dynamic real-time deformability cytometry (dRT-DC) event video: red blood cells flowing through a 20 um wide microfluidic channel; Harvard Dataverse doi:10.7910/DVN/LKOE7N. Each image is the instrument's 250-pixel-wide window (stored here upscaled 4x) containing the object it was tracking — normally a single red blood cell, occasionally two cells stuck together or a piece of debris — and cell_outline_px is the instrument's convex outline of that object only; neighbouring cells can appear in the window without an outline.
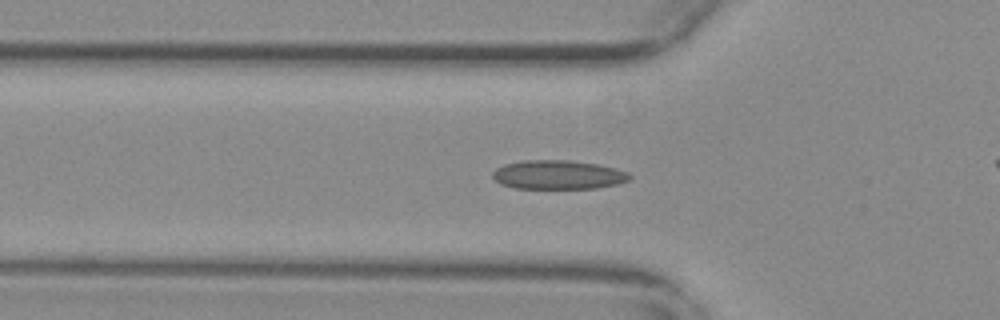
{"species": "common noctule bat (a hibernating species)", "species_latin": "Nyctalus noctula", "temperature_condition": "warm", "stored_images_in_passage": 56, "camera_frame_rate_fps": 3000, "um_per_image_px": 0.085, "animal": {"sex": "female", "body_mass_g": 29.2, "forearm_length_mm": 56.3}, "frame": {"image": 1, "passage_image": 19, "time_ms": 6.0, "image_size_px": [1000, 320], "cell_outline_px": [[632, 176], [628, 180], [616, 184], [596, 188], [516, 188], [500, 184], [492, 176], [492, 172], [496, 168], [504, 164], [524, 160], [568, 160], [596, 164], [616, 168], [628, 172]], "centroid_in_image_um": [47.42, 14.85], "position_along_channel_um": 78.4, "area_um2": 23.06}}
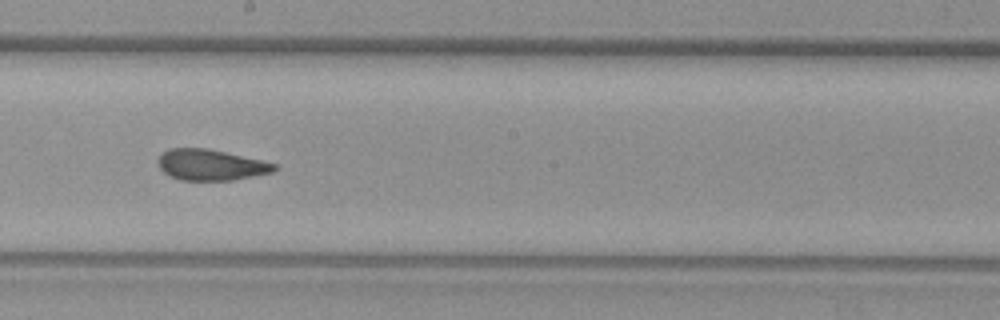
{"frame": {"image": 2, "passage_image": 31, "time_ms": 10.0, "image_size_px": [1000, 320], "cell_outline_px": [[280, 168], [272, 172], [232, 180], [180, 180], [168, 176], [160, 168], [156, 160], [168, 148], [208, 148], [260, 160], [276, 164]], "centroid_in_image_um": [17.89, 14.01], "position_along_channel_um": 230.3, "area_um2": 20.92}}
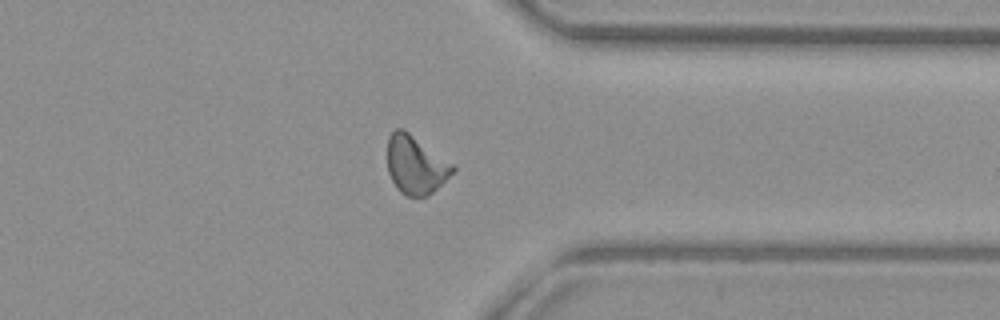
{"frame": {"image": 3, "passage_image": 43, "time_ms": 14.0, "image_size_px": [1000, 320], "cell_outline_px": [[456, 168], [428, 196], [404, 196], [396, 188], [388, 172], [388, 136], [396, 128], [404, 128], [456, 164]], "centroid_in_image_um": [35.33, 13.98], "position_along_channel_um": 376.1, "area_um2": 22.43}, "authors_computed_cell_mechanics": {"area_um2": 21.7906, "velocity_mm_per_s": 3.7889, "shape_relaxation_time_tau1_ms": null, "shape_relaxation_time_tau2_ms": 2.1429, "deformation_change_tau1": null, "deformation_change_tau2": 0.0758}}